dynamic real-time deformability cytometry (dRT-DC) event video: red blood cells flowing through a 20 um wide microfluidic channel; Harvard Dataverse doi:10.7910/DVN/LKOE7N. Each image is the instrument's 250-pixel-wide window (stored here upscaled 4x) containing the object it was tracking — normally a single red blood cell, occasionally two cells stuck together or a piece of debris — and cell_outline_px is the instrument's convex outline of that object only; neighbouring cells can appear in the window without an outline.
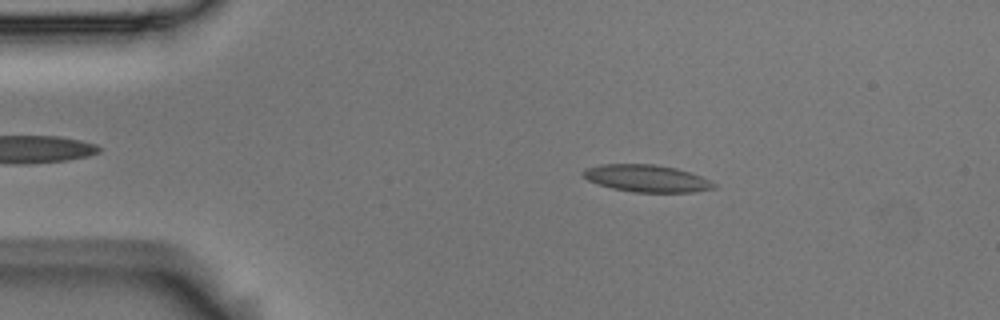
{"species": "Egyptian fruit bat (a non-hibernating species)", "species_latin": "Rousettus aegyptiacus", "temperature_condition": "room temperature", "stored_images_in_passage": 53, "camera_frame_rate_fps": 3000, "um_per_image_px": 0.085, "animal": {"sex": "male"}, "frame": {"image": 1, "passage_image": 9, "time_ms": 2.667, "image_size_px": [1000, 320], "cell_outline_px": [[716, 188], [692, 192], [632, 192], [612, 188], [588, 180], [584, 176], [584, 168], [604, 164], [656, 164], [676, 168], [700, 176], [716, 184]], "centroid_in_image_um": [54.98, 15.16], "position_along_channel_um": 30.0, "area_um2": 20.46}}
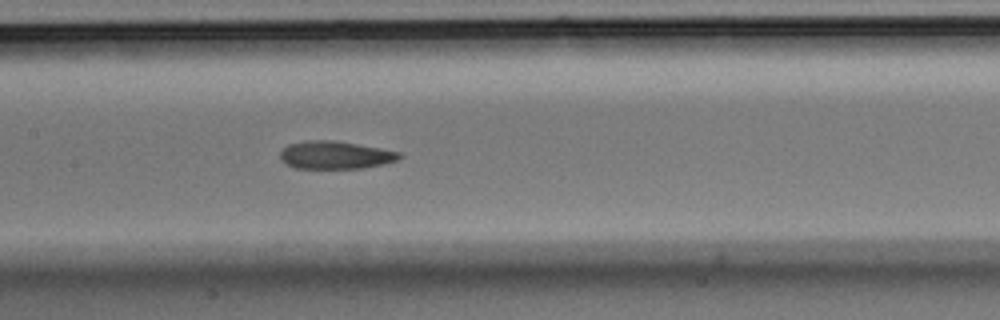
{"frame": {"image": 2, "passage_image": 25, "time_ms": 8.0, "image_size_px": [1000, 320], "cell_outline_px": [[404, 156], [396, 160], [364, 168], [292, 168], [284, 164], [280, 160], [280, 152], [288, 144], [304, 140], [336, 140], [404, 152]], "centroid_in_image_um": [28.49, 13.17], "position_along_channel_um": 178.9, "area_um2": 19.65}}
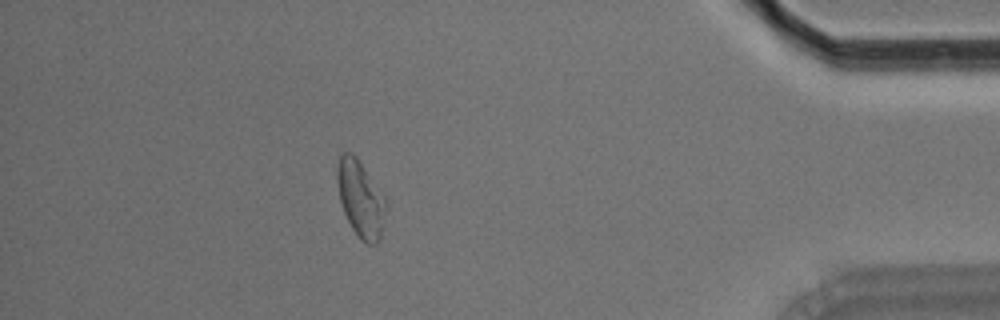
{"frame": {"image": 3, "passage_image": 47, "time_ms": 15.333, "image_size_px": [1000, 320], "cell_outline_px": [[388, 208], [380, 236], [376, 244], [368, 244], [360, 240], [352, 228], [340, 204], [336, 180], [336, 168], [340, 156], [344, 152], [352, 152], [356, 156], [388, 200]], "centroid_in_image_um": [30.66, 16.89], "position_along_channel_um": 404.5, "area_um2": 22.14}, "authors_computed_cell_mechanics": {"area_um2": 20.4034, "velocity_mm_per_s": 3.7043, "shape_relaxation_time_tau1_ms": null, "shape_relaxation_time_tau2_ms": 3.4162, "deformation_change_tau1": null, "deformation_change_tau2": 0.0942}}